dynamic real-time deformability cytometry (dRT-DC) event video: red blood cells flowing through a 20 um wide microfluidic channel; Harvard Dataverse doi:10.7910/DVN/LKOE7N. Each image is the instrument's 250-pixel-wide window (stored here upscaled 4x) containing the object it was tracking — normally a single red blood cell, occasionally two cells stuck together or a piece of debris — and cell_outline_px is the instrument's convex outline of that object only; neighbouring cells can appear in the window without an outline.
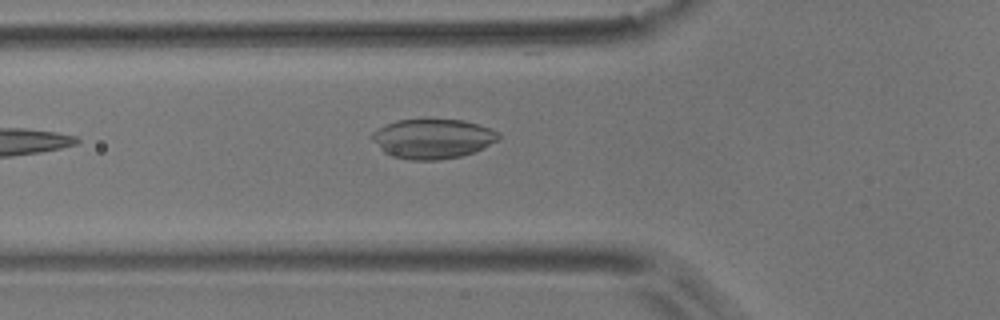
{"species": "common noctule bat (a hibernating species)", "species_latin": "Nyctalus noctula", "temperature_condition": "room temperature", "stored_images_in_passage": 24, "camera_frame_rate_fps": 3000, "um_per_image_px": 0.085, "animal": {"sex": "male", "body_mass_g": 17.9}, "frame": {"image": 1, "passage_image": 4, "time_ms": 1.0, "image_size_px": [1000, 320], "cell_outline_px": [[500, 140], [476, 152], [460, 156], [436, 160], [408, 160], [392, 156], [384, 152], [372, 140], [372, 132], [376, 128], [396, 120], [464, 120], [500, 132]], "centroid_in_image_um": [36.79, 11.8], "position_along_channel_um": 89.0, "area_um2": 29.3}}
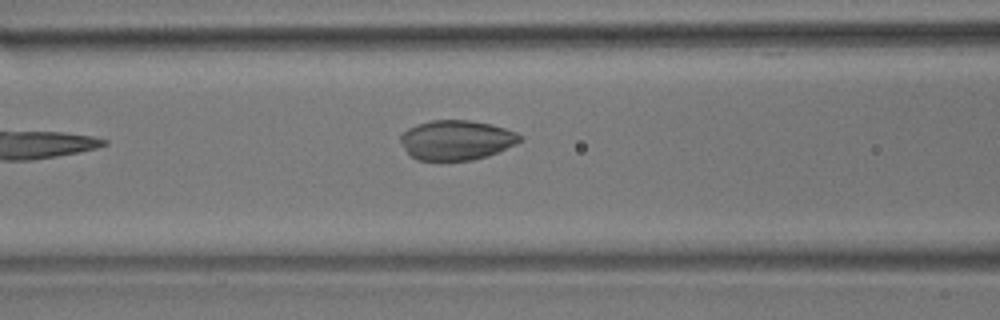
{"frame": {"image": 2, "passage_image": 7, "time_ms": 2.0, "image_size_px": [1000, 320], "cell_outline_px": [[524, 140], [516, 144], [488, 156], [472, 160], [416, 160], [408, 152], [400, 140], [400, 136], [408, 128], [416, 124], [432, 120], [468, 120], [492, 124], [516, 132], [524, 136]], "centroid_in_image_um": [38.84, 11.9], "position_along_channel_um": 127.8, "area_um2": 27.69}}
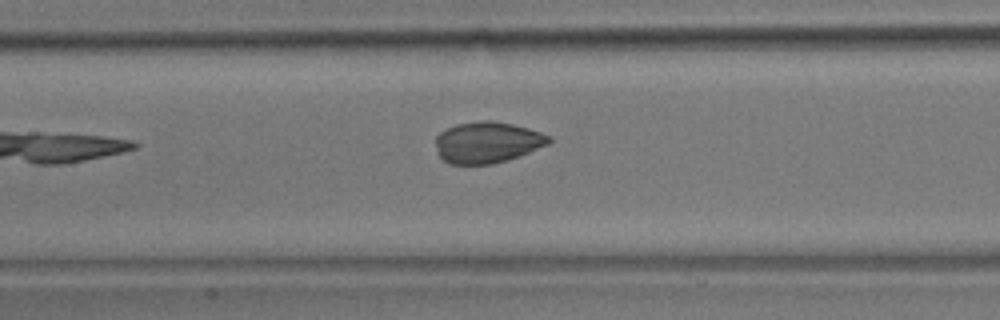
{"frame": {"image": 3, "passage_image": 10, "time_ms": 3.0, "image_size_px": [1000, 320], "cell_outline_px": [[552, 140], [548, 144], [508, 160], [492, 164], [448, 164], [436, 152], [436, 136], [440, 132], [456, 124], [480, 120], [488, 120], [512, 124], [528, 128], [552, 136]], "centroid_in_image_um": [41.41, 12.1], "position_along_channel_um": 166.0, "area_um2": 27.22}}